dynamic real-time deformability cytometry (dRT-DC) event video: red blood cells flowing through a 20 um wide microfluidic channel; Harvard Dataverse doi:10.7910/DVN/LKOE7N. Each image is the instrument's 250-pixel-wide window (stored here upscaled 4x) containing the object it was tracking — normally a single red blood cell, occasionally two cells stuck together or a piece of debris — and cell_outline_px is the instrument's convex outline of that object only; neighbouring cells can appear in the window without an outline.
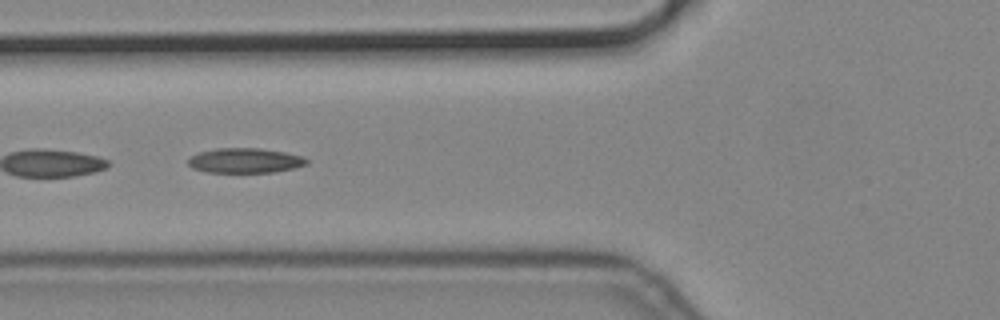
{"species": "common noctule bat (a hibernating species)", "species_latin": "Nyctalus noctula", "temperature_condition": "cold", "stored_images_in_passage": 16, "segment_of_instrument_passage": [2, 2], "camera_frame_rate_fps": 3000, "um_per_image_px": 0.085, "animal": {"sex": "male", "body_mass_g": 19.2, "forearm_length_mm": 51.8}, "frame": {"image": 1, "passage_image": 14, "time_ms": 4.333, "image_size_px": [1000, 320], "cell_outline_px": [[308, 164], [296, 168], [276, 172], [208, 172], [192, 168], [188, 164], [188, 160], [192, 156], [200, 152], [216, 148], [260, 148], [284, 152], [304, 156], [308, 160]], "centroid_in_image_um": [20.88, 13.65], "position_along_channel_um": 104.9, "area_um2": 17.22}}